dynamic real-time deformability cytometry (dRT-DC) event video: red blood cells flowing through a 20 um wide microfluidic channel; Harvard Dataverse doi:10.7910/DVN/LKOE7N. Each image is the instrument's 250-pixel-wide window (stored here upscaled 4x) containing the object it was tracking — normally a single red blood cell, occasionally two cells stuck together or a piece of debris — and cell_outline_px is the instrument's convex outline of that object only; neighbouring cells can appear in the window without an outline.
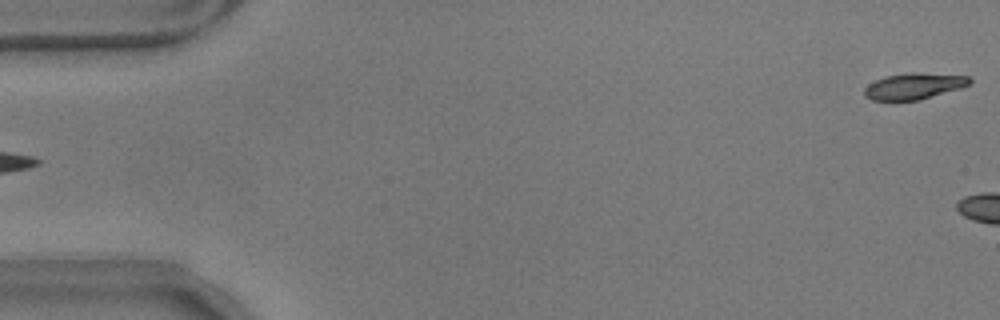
{"species": "common noctule bat (a hibernating species)", "species_latin": "Nyctalus noctula", "temperature_condition": "warm", "stored_images_in_passage": 5, "camera_frame_rate_fps": 3000, "um_per_image_px": 0.085, "animal": {"sex": "male", "body_mass_g": 17.9}, "frame": {"image": 1, "passage_image": 1, "time_ms": 0.0, "image_size_px": [1000, 320], "cell_outline_px": [[972, 84], [960, 88], [920, 100], [872, 100], [864, 96], [864, 88], [868, 84], [884, 76], [908, 72], [916, 72], [968, 76], [972, 80]], "centroid_in_image_um": [77.68, 7.31], "position_along_channel_um": 7.3, "area_um2": 16.18}}